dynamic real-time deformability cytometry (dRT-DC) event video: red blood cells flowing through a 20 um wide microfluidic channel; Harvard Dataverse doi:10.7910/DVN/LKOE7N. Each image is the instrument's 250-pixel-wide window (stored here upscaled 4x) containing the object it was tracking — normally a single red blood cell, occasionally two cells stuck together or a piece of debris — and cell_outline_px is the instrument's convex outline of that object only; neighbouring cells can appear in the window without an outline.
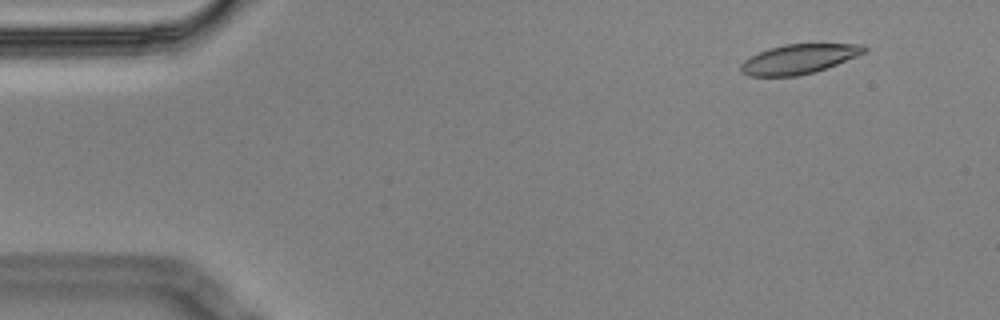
{"species": "Egyptian fruit bat (a non-hibernating species)", "species_latin": "Rousettus aegyptiacus", "temperature_condition": "cold", "stored_images_in_passage": 5, "camera_frame_rate_fps": 3000, "um_per_image_px": 0.085, "animal": {"sex": "male"}, "frame": {"image": 1, "passage_image": 2, "time_ms": 0.333, "image_size_px": [1000, 320], "cell_outline_px": [[868, 48], [864, 52], [856, 56], [836, 64], [800, 76], [748, 76], [740, 72], [740, 64], [744, 60], [768, 48], [784, 44], [864, 44]], "centroid_in_image_um": [67.86, 5.01], "position_along_channel_um": 17.1, "area_um2": 21.04}}
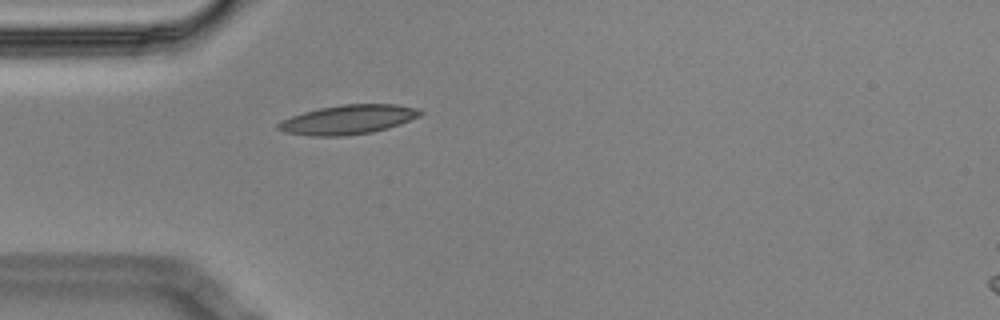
{"frame": {"image": 2, "passage_image": 5, "time_ms": 1.333, "image_size_px": [1000, 320], "cell_outline_px": [[424, 112], [420, 116], [400, 124], [388, 128], [372, 132], [344, 136], [308, 136], [284, 132], [276, 128], [276, 124], [280, 120], [304, 112], [320, 108], [340, 104], [396, 104], [416, 108]], "centroid_in_image_um": [29.56, 10.17], "position_along_channel_um": 55.4, "area_um2": 24.39}}